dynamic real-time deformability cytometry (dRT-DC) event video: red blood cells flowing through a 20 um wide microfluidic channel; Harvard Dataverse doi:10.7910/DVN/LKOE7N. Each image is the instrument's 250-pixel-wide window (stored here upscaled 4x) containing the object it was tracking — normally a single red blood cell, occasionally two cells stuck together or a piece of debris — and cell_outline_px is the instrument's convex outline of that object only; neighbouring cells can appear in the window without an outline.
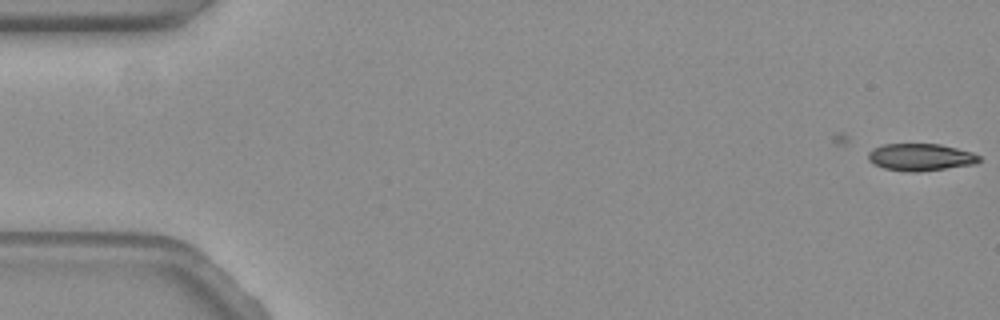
{"species": "common noctule bat (a hibernating species)", "species_latin": "Nyctalus noctula", "temperature_condition": "warm", "stored_images_in_passage": 6, "camera_frame_rate_fps": 3000, "um_per_image_px": 0.085, "animal": {"sex": "female", "body_mass_g": 19.3, "forearm_length_mm": 54.1}, "frame": {"image": 1, "passage_image": 6, "time_ms": 1.667, "image_size_px": [1000, 320], "cell_outline_px": [[980, 160], [976, 164], [916, 172], [884, 168], [872, 164], [868, 160], [868, 152], [872, 148], [884, 144], [940, 144], [972, 152], [980, 156]], "centroid_in_image_um": [78.23, 13.35], "position_along_channel_um": 6.8, "area_um2": 17.51}}